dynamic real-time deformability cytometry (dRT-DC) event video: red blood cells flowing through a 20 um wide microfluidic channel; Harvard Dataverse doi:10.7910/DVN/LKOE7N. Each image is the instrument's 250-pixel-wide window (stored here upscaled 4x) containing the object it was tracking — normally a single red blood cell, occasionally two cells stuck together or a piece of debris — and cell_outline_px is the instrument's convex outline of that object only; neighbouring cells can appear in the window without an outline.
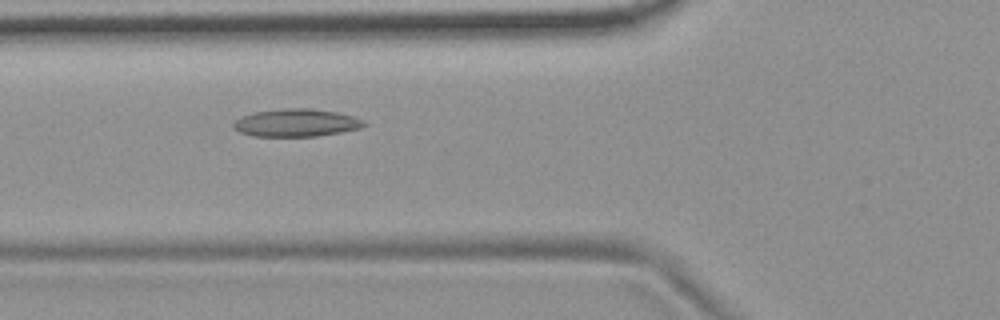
{"species": "common noctule bat (a hibernating species)", "species_latin": "Nyctalus noctula", "temperature_condition": "room temperature", "stored_images_in_passage": 10, "camera_frame_rate_fps": 3000, "um_per_image_px": 0.085, "animal": {"sex": "female", "body_mass_g": 19.9}, "frame": {"image": 1, "passage_image": 5, "time_ms": 1.333, "image_size_px": [1000, 320], "cell_outline_px": [[368, 124], [360, 128], [340, 132], [316, 136], [252, 136], [240, 132], [232, 128], [232, 124], [236, 120], [252, 112], [288, 108], [312, 108], [336, 112], [352, 116], [364, 120]], "centroid_in_image_um": [25.18, 10.43], "position_along_channel_um": 100.6, "area_um2": 21.04}}
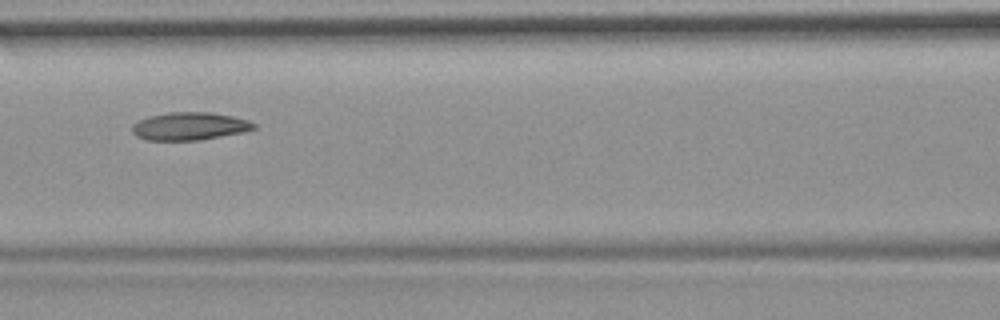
{"frame": {"image": 2, "passage_image": 6, "time_ms": 1.667, "image_size_px": [1000, 320], "cell_outline_px": [[256, 128], [240, 132], [200, 140], [144, 140], [136, 136], [132, 132], [132, 124], [148, 116], [168, 112], [212, 112], [232, 116], [248, 120], [256, 124]], "centroid_in_image_um": [16.07, 10.72], "position_along_channel_um": 150.5, "area_um2": 19.71}}
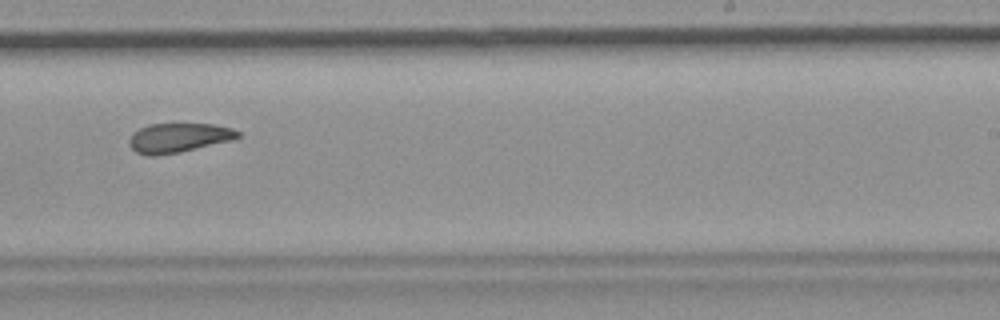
{"frame": {"image": 3, "passage_image": 9, "time_ms": 2.667, "image_size_px": [1000, 320], "cell_outline_px": [[240, 136], [232, 140], [180, 152], [156, 156], [148, 156], [136, 152], [128, 144], [128, 140], [132, 132], [148, 124], [212, 124], [232, 128], [240, 132]], "centroid_in_image_um": [15.14, 11.71], "position_along_channel_um": 273.9, "area_um2": 18.67}}